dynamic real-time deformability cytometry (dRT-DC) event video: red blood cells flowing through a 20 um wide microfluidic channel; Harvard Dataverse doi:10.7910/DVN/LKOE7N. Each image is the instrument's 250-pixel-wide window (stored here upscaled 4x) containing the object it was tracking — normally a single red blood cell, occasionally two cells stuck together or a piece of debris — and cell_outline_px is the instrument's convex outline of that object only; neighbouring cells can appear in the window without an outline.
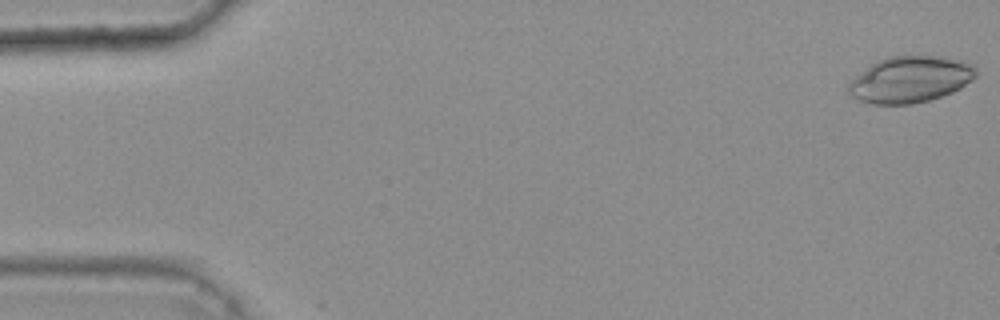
{"species": "common noctule bat (a hibernating species)", "species_latin": "Nyctalus noctula", "temperature_condition": "warm", "stored_images_in_passage": 3, "camera_frame_rate_fps": 3000, "um_per_image_px": 0.085, "animal": {"sex": "female", "body_mass_g": 25.1}, "frame": {"image": 1, "passage_image": 1, "time_ms": 0.0, "image_size_px": [1000, 320], "cell_outline_px": [[976, 76], [972, 80], [960, 88], [952, 92], [928, 100], [912, 104], [872, 104], [860, 100], [852, 96], [848, 92], [848, 84], [856, 76], [876, 60], [888, 56], [940, 56], [964, 60], [976, 68]], "centroid_in_image_um": [77.38, 6.74], "position_along_channel_um": 7.6, "area_um2": 34.33}}